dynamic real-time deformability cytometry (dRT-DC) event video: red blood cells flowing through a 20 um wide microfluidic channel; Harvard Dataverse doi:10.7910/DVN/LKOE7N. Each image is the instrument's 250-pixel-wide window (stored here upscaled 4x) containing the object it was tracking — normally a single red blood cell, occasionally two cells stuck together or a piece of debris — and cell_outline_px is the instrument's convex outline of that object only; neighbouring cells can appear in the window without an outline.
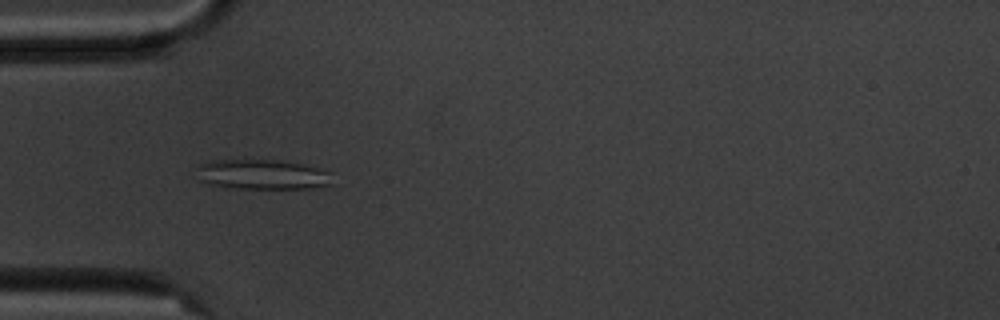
{"species": "common noctule bat (a hibernating species)", "species_latin": "Nyctalus noctula", "temperature_condition": "cold", "stored_images_in_passage": 5, "camera_frame_rate_fps": 3000, "um_per_image_px": 0.085, "animal": {"sex": "male", "body_mass_g": 20.1, "forearm_length_mm": 53.5}, "frame": {"image": 1, "passage_image": 5, "time_ms": 4.333, "image_size_px": [1000, 320], "cell_outline_px": [[332, 184], [312, 188], [224, 188], [208, 184], [196, 180], [200, 164], [212, 160], [248, 156], [280, 160], [300, 164], [316, 168], [328, 172]], "centroid_in_image_um": [22.16, 14.79], "position_along_channel_um": 62.8, "area_um2": 24.57}}